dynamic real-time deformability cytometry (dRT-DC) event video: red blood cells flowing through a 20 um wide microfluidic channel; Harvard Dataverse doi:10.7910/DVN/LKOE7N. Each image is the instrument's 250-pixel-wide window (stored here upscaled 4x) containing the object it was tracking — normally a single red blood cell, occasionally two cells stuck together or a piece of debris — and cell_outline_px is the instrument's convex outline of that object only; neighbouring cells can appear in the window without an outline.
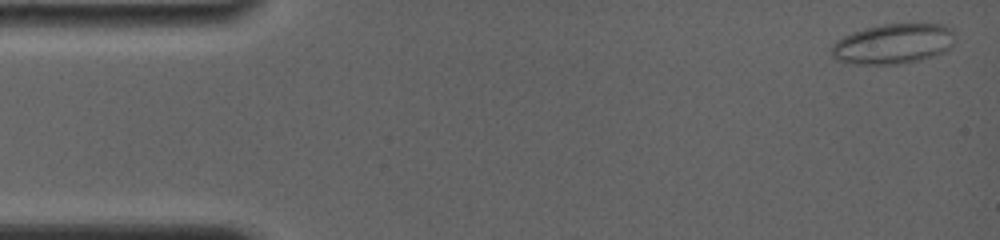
{"species": "common noctule bat (a hibernating species)", "species_latin": "Nyctalus noctula", "temperature_condition": "room temperature", "stored_images_in_passage": 77, "camera_frame_rate_fps": 4000, "um_per_image_px": 0.085, "animal": {"sex": "female", "body_mass_g": 19.0, "forearm_length_mm": 56.7}, "frame": {"image": 1, "passage_image": 2, "time_ms": 0.25, "image_size_px": [1000, 240], "cell_outline_px": [[952, 44], [948, 52], [920, 60], [896, 64], [844, 64], [836, 60], [832, 56], [832, 44], [836, 40], [852, 32], [864, 28], [880, 24], [944, 24], [952, 28]], "centroid_in_image_um": [75.89, 3.73], "position_along_channel_um": 9.1, "area_um2": 29.19}}
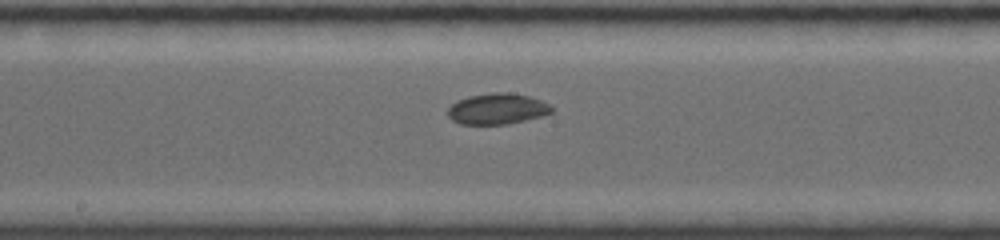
{"frame": {"image": 2, "passage_image": 36, "time_ms": 8.5, "image_size_px": [1000, 240], "cell_outline_px": [[552, 112], [540, 116], [508, 124], [460, 124], [452, 120], [448, 116], [448, 108], [456, 100], [468, 96], [496, 92], [508, 92], [528, 96], [540, 100], [548, 104], [552, 108]], "centroid_in_image_um": [42.22, 9.25], "position_along_channel_um": 206.0, "area_um2": 18.55}}
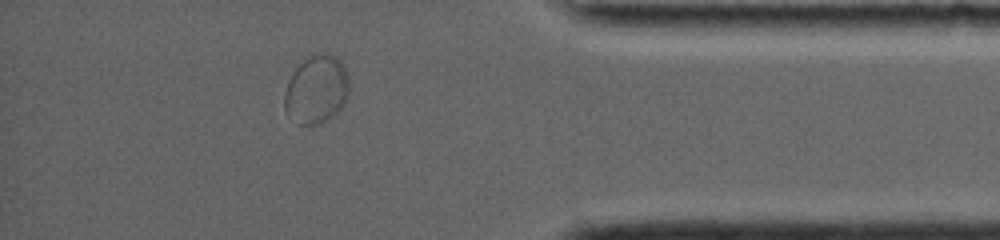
{"frame": {"image": 3, "passage_image": 65, "time_ms": 14.25, "image_size_px": [1000, 240], "cell_outline_px": [[348, 100], [328, 120], [312, 128], [308, 128], [300, 124], [288, 116], [284, 108], [284, 92], [288, 80], [304, 56], [308, 52], [324, 52], [340, 60], [348, 76]], "centroid_in_image_um": [26.87, 7.61], "position_along_channel_um": 408.3, "area_um2": 26.53}}